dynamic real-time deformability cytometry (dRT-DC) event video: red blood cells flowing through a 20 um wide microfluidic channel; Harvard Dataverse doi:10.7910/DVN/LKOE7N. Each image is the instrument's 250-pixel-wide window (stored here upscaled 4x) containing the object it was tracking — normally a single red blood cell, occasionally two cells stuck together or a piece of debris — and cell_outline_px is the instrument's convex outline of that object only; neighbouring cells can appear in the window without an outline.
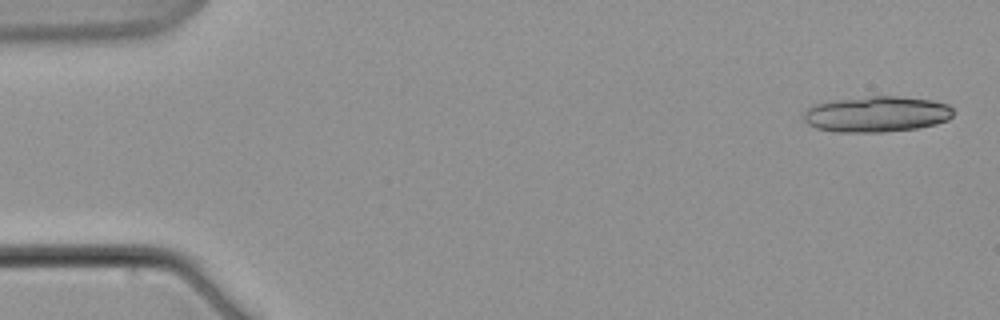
{"species": "common noctule bat (a hibernating species)", "species_latin": "Nyctalus noctula", "temperature_condition": "warm", "stored_images_in_passage": 6, "camera_frame_rate_fps": 3000, "um_per_image_px": 0.085, "animal": {"sex": "male", "body_mass_g": 21.5, "forearm_length_mm": 52.0}, "frame": {"image": 1, "passage_image": 1, "time_ms": 0.0, "image_size_px": [1000, 320], "cell_outline_px": [[952, 116], [948, 120], [936, 124], [916, 128], [880, 132], [832, 132], [816, 128], [808, 124], [804, 120], [804, 112], [812, 104], [836, 100], [872, 96], [896, 96], [932, 100], [948, 104], [952, 108]], "centroid_in_image_um": [74.5, 9.7], "position_along_channel_um": 10.5, "area_um2": 31.21}}